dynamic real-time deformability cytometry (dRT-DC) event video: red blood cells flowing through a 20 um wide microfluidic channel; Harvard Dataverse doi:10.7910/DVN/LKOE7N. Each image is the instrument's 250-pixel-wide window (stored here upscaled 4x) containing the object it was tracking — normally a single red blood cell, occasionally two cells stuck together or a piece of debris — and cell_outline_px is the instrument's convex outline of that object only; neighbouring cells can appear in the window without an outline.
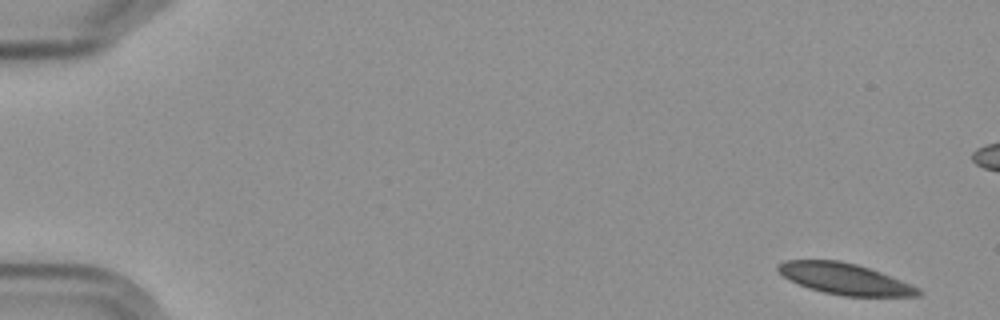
{"species": "Egyptian fruit bat (a non-hibernating species)", "species_latin": "Rousettus aegyptiacus", "temperature_condition": "cold", "stored_images_in_passage": 6, "camera_frame_rate_fps": 3000, "um_per_image_px": 0.085, "frame": {"image": 1, "passage_image": 1, "time_ms": 0.0, "image_size_px": [1000, 320], "cell_outline_px": [[924, 292], [920, 296], [844, 296], [824, 292], [808, 288], [788, 280], [776, 268], [776, 264], [784, 260], [840, 260], [856, 264], [880, 272], [912, 284], [920, 288]], "centroid_in_image_um": [71.81, 23.7], "position_along_channel_um": 13.2, "area_um2": 25.55}}